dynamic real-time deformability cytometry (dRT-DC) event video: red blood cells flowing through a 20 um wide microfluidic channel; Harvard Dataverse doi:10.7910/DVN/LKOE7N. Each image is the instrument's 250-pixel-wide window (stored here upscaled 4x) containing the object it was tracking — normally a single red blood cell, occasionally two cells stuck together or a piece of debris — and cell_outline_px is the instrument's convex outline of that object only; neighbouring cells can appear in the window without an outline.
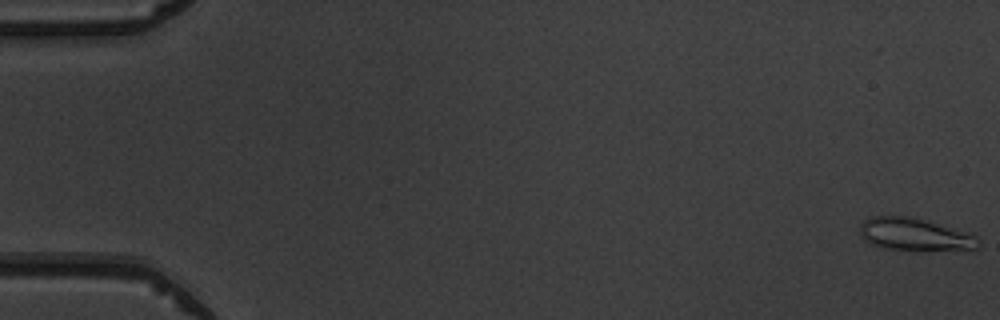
{"species": "common noctule bat (a hibernating species)", "species_latin": "Nyctalus noctula", "temperature_condition": "warm", "stored_images_in_passage": 5, "camera_frame_rate_fps": 3000, "um_per_image_px": 0.085, "animal": {"sex": "male", "body_mass_g": 19.5, "forearm_length_mm": 54.6}, "frame": {"image": 1, "passage_image": 1, "time_ms": 0.0, "image_size_px": [1000, 320], "cell_outline_px": [[980, 248], [884, 248], [872, 244], [864, 240], [860, 232], [860, 224], [868, 216], [912, 216], [976, 236], [980, 240]], "centroid_in_image_um": [77.65, 19.87], "position_along_channel_um": 7.3, "area_um2": 21.39}}
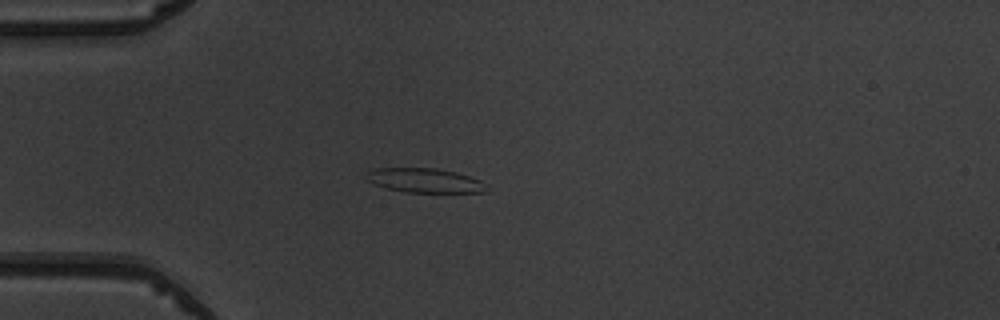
{"frame": {"image": 2, "passage_image": 5, "time_ms": 4.667, "image_size_px": [1000, 320], "cell_outline_px": [[488, 192], [404, 192], [384, 188], [372, 184], [364, 176], [372, 168], [436, 168], [456, 172], [480, 180]], "centroid_in_image_um": [36.02, 15.33], "position_along_channel_um": 49.0, "area_um2": 17.05}}